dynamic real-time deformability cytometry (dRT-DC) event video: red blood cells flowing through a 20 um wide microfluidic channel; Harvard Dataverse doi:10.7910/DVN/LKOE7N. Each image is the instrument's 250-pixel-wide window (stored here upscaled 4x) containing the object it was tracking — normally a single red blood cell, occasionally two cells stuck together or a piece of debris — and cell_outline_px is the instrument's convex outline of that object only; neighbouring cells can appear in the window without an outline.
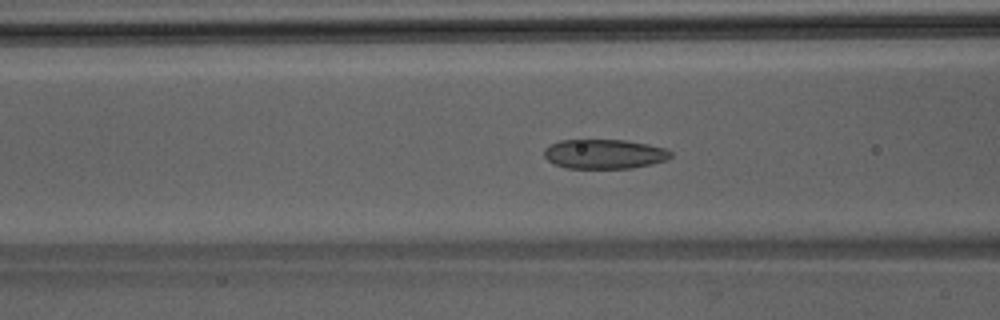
{"species": "Egyptian fruit bat (a non-hibernating species)", "species_latin": "Rousettus aegyptiacus", "temperature_condition": "room temperature", "stored_images_in_passage": 49, "camera_frame_rate_fps": 3000, "um_per_image_px": 0.085, "animal": {"sex": "male"}, "frame": {"image": 1, "passage_image": 20, "time_ms": 6.333, "image_size_px": [1000, 320], "cell_outline_px": [[672, 156], [668, 160], [652, 164], [632, 168], [564, 168], [548, 160], [544, 156], [544, 148], [560, 140], [624, 140], [648, 144], [664, 148], [672, 152]], "centroid_in_image_um": [51.39, 13.09], "position_along_channel_um": 115.2, "area_um2": 21.79}}
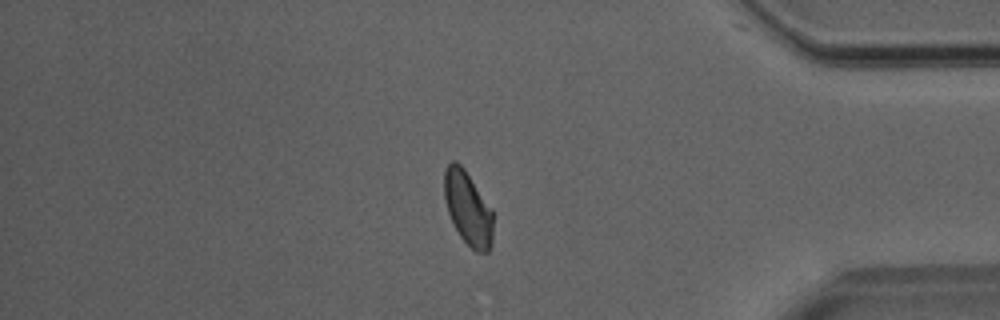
{"frame": {"image": 2, "passage_image": 42, "time_ms": 13.667, "image_size_px": [1000, 320], "cell_outline_px": [[492, 244], [488, 252], [476, 252], [460, 236], [448, 212], [444, 200], [444, 168], [452, 160], [456, 160], [464, 168], [492, 208]], "centroid_in_image_um": [39.76, 17.67], "position_along_channel_um": 395.4, "area_um2": 20.98}}
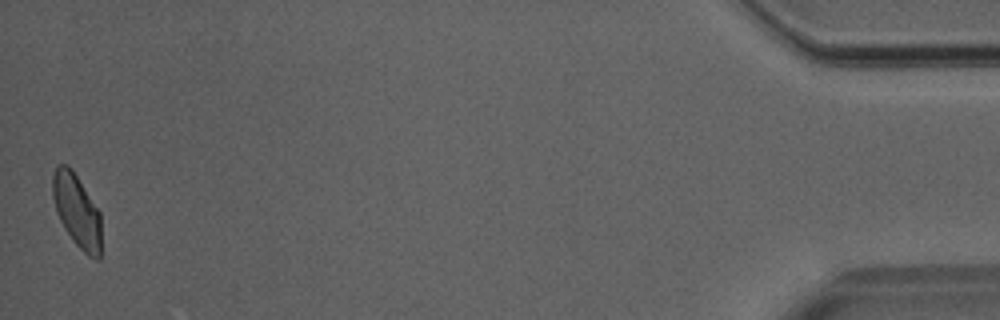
{"frame": {"image": 3, "passage_image": 49, "time_ms": 16.0, "image_size_px": [1000, 320], "cell_outline_px": [[100, 260], [96, 260], [88, 256], [72, 240], [64, 228], [56, 212], [52, 196], [52, 176], [56, 164], [68, 164], [72, 168], [100, 212]], "centroid_in_image_um": [6.51, 17.89], "position_along_channel_um": 428.7, "area_um2": 20.87}}